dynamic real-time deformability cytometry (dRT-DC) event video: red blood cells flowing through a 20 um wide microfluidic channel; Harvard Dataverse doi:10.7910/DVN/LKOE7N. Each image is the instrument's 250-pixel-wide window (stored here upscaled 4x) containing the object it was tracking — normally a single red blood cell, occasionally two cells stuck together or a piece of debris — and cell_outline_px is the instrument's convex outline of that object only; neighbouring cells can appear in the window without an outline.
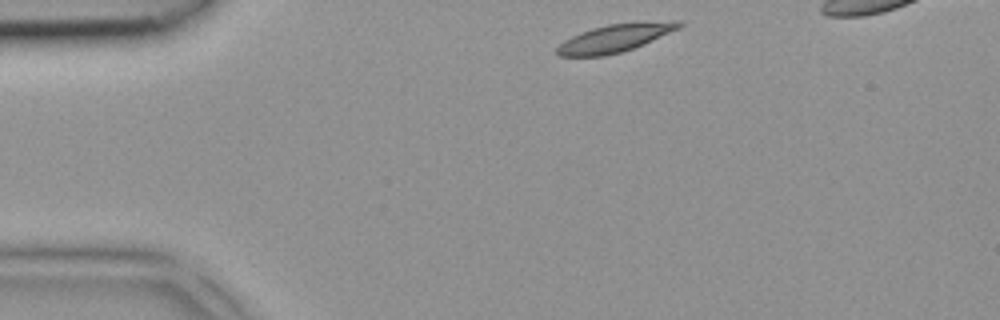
{"species": "common noctule bat (a hibernating species)", "species_latin": "Nyctalus noctula", "temperature_condition": "room temperature", "stored_images_in_passage": 2, "camera_frame_rate_fps": 3000, "um_per_image_px": 0.085, "animal": {"sex": "female", "body_mass_g": 18.4}, "frame": {"image": 1, "passage_image": 1, "time_ms": 0.0, "image_size_px": [1000, 320], "cell_outline_px": [[684, 24], [680, 28], [644, 44], [620, 52], [604, 56], [556, 56], [556, 48], [564, 40], [580, 32], [592, 28], [608, 24], [672, 20], [684, 20]], "centroid_in_image_um": [52.3, 3.23], "position_along_channel_um": 32.7, "area_um2": 19.88}}